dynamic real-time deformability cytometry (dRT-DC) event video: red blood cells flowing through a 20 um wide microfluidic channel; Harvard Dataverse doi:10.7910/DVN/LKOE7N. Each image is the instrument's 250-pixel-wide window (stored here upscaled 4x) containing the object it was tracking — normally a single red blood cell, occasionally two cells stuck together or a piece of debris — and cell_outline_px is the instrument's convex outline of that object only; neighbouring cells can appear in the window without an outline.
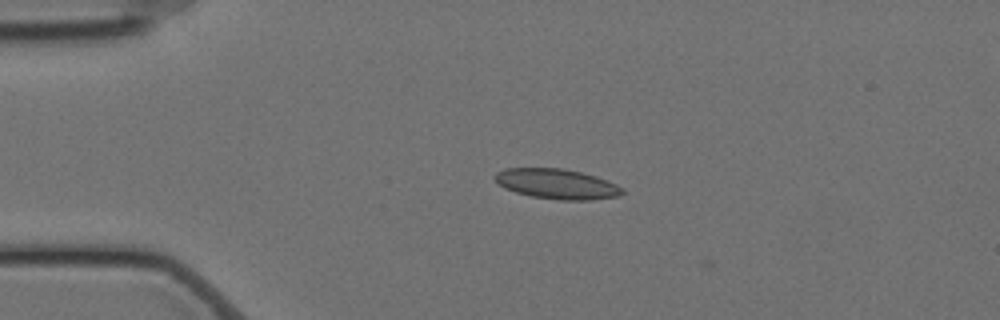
{"species": "Egyptian fruit bat (a non-hibernating species)", "species_latin": "Rousettus aegyptiacus", "temperature_condition": "cold", "stored_images_in_passage": 48, "camera_frame_rate_fps": 3000, "um_per_image_px": 0.085, "animal": {"sex": "female"}, "frame": {"image": 1, "passage_image": 3, "time_ms": 0.667, "image_size_px": [1000, 320], "cell_outline_px": [[624, 192], [620, 196], [588, 200], [560, 200], [532, 196], [516, 192], [504, 188], [492, 176], [496, 172], [504, 168], [564, 168], [596, 176], [608, 180], [624, 188]], "centroid_in_image_um": [47.35, 15.63], "position_along_channel_um": 37.7, "area_um2": 22.43}}
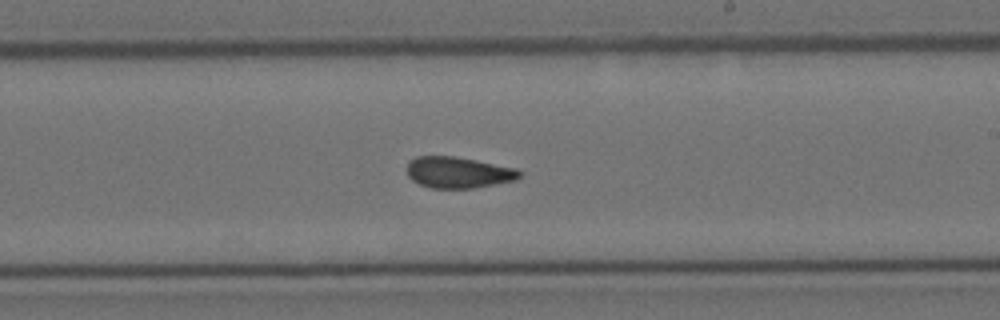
{"frame": {"image": 2, "passage_image": 24, "time_ms": 7.667, "image_size_px": [1000, 320], "cell_outline_px": [[524, 172], [516, 180], [472, 188], [432, 188], [420, 184], [412, 180], [408, 176], [408, 160], [416, 156], [456, 156], [516, 168]], "centroid_in_image_um": [38.96, 14.65], "position_along_channel_um": 250.0, "area_um2": 20.52}}
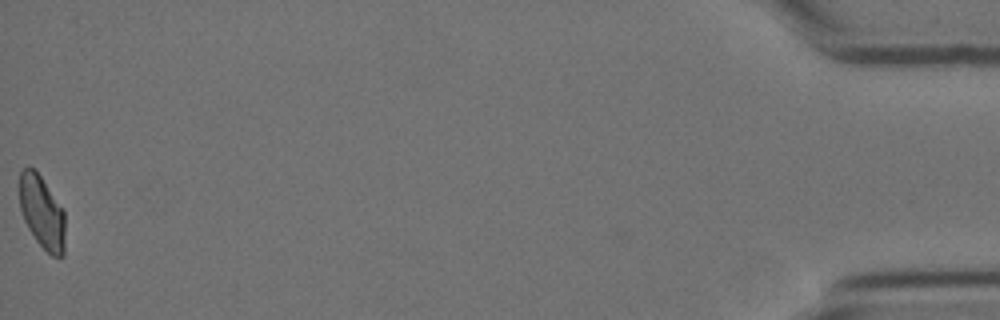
{"frame": {"image": 3, "passage_image": 48, "time_ms": 15.667, "image_size_px": [1000, 320], "cell_outline_px": [[64, 256], [52, 256], [36, 240], [28, 228], [24, 220], [20, 208], [20, 172], [28, 164], [36, 168], [64, 208]], "centroid_in_image_um": [3.57, 17.97], "position_along_channel_um": 431.6, "area_um2": 19.71}, "authors_computed_cell_mechanics": {"area_um2": 20.8369, "velocity_mm_per_s": 3.4965, "shape_relaxation_time_tau1_ms": 10.362, "shape_relaxation_time_tau2_ms": 2.6539, "deformation_change_tau1": 0.158, "deformation_change_tau2": 0.092}}